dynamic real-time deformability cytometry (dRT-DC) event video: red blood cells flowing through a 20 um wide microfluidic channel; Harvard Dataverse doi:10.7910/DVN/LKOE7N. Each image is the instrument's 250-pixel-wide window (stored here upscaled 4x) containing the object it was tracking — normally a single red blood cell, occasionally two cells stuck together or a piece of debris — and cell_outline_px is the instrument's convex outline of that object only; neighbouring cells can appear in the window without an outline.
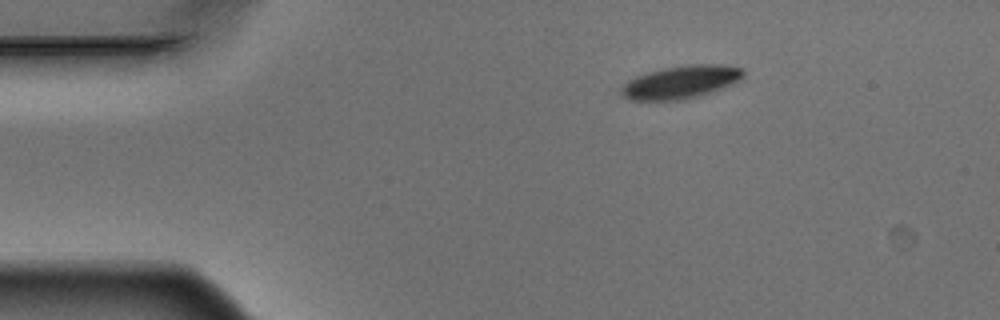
{"species": "Egyptian fruit bat (a non-hibernating species)", "species_latin": "Rousettus aegyptiacus", "temperature_condition": "warm", "stored_images_in_passage": 2, "camera_frame_rate_fps": 3000, "um_per_image_px": 0.085, "animal": {"sex": "male"}, "frame": {"image": 1, "passage_image": 1, "time_ms": 0.0, "image_size_px": [1000, 320], "cell_outline_px": [[744, 76], [740, 80], [732, 84], [696, 96], [680, 100], [628, 100], [620, 92], [620, 88], [628, 80], [636, 76], [648, 72], [664, 68], [692, 64], [720, 64], [740, 68], [744, 72]], "centroid_in_image_um": [57.84, 6.97], "position_along_channel_um": 27.2, "area_um2": 23.12}}